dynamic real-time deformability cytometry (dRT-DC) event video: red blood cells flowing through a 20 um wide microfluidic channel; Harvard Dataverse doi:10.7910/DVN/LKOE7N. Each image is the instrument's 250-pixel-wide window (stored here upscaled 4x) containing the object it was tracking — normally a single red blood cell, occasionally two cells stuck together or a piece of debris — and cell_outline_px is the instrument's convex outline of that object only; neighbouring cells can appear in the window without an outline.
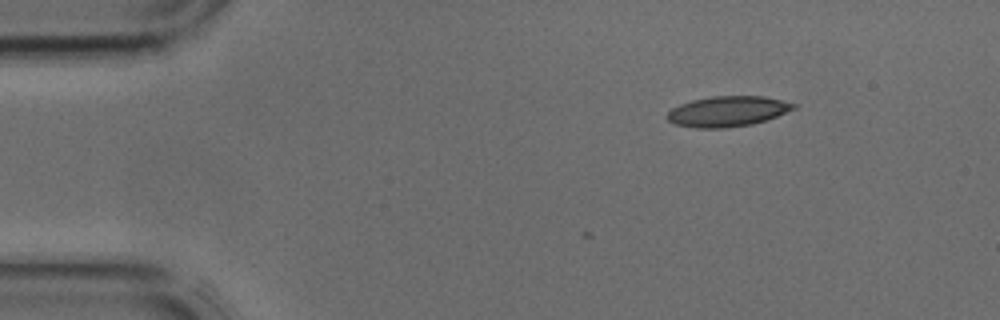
{"species": "common noctule bat (a hibernating species)", "species_latin": "Nyctalus noctula", "temperature_condition": "cold", "stored_images_in_passage": 3, "camera_frame_rate_fps": 3000, "um_per_image_px": 0.085, "animal": {"sex": "male", "body_mass_g": 17.9, "forearm_length_mm": 54.2}, "frame": {"image": 1, "passage_image": 1, "time_ms": 0.0, "image_size_px": [1000, 320], "cell_outline_px": [[796, 108], [776, 116], [752, 124], [724, 128], [696, 128], [676, 124], [668, 120], [668, 112], [672, 108], [680, 104], [692, 100], [712, 96], [764, 96], [796, 104]], "centroid_in_image_um": [61.83, 9.46], "position_along_channel_um": 23.2, "area_um2": 22.14}}